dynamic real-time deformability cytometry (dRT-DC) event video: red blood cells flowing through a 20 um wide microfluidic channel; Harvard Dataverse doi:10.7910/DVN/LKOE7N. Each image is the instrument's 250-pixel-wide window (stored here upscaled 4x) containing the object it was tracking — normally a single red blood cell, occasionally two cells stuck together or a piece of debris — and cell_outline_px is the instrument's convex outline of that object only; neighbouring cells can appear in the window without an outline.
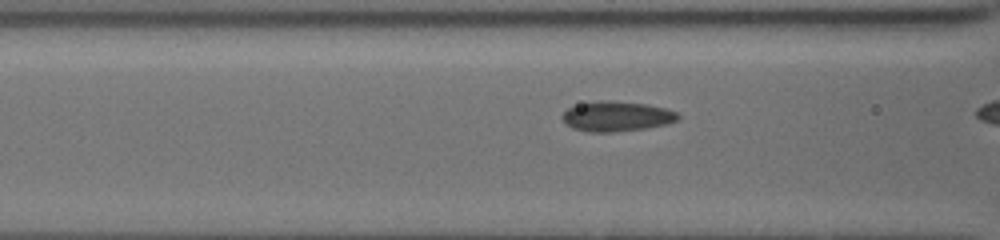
{"species": "common noctule bat (a hibernating species)", "species_latin": "Nyctalus noctula", "temperature_condition": "cold", "stored_images_in_passage": 41, "camera_frame_rate_fps": 3000, "um_per_image_px": 0.085, "animal": {"sex": "female", "body_mass_g": 19.5, "forearm_length_mm": 54.1}, "frame": {"image": 1, "passage_image": 4, "time_ms": 0.667, "image_size_px": [1000, 240], "cell_outline_px": [[680, 116], [676, 120], [664, 124], [644, 128], [616, 132], [588, 132], [572, 128], [564, 124], [560, 116], [568, 108], [580, 104], [600, 100], [608, 100], [648, 104], [668, 108], [676, 112]], "centroid_in_image_um": [52.37, 9.88], "position_along_channel_um": 114.2, "area_um2": 20.35}}
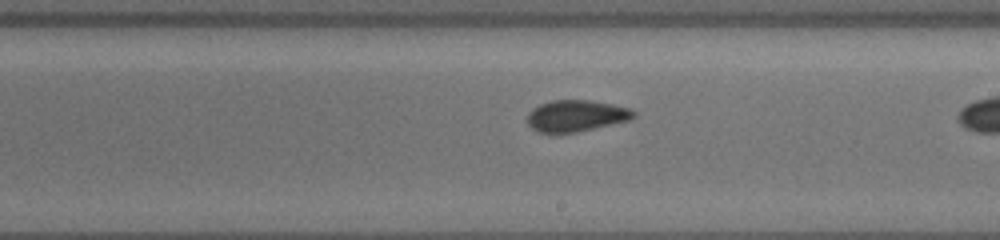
{"frame": {"image": 2, "passage_image": 18, "time_ms": 4.0, "image_size_px": [1000, 240], "cell_outline_px": [[636, 116], [628, 120], [576, 132], [540, 132], [532, 128], [524, 120], [528, 112], [532, 108], [540, 104], [552, 100], [592, 100], [632, 108], [636, 112]], "centroid_in_image_um": [48.95, 9.82], "position_along_channel_um": 240.1, "area_um2": 19.54}}
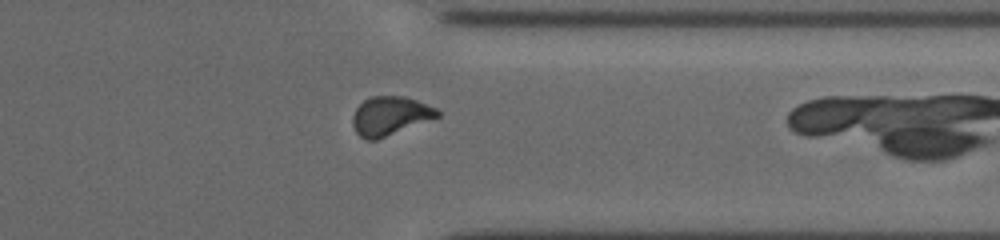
{"frame": {"image": 3, "passage_image": 38, "time_ms": 7.667, "image_size_px": [1000, 240], "cell_outline_px": [[440, 116], [376, 140], [368, 140], [360, 136], [356, 132], [352, 124], [352, 116], [356, 108], [364, 100], [372, 96], [404, 96], [416, 100], [436, 108], [440, 112]], "centroid_in_image_um": [33.14, 9.84], "position_along_channel_um": 378.3, "area_um2": 19.02}}